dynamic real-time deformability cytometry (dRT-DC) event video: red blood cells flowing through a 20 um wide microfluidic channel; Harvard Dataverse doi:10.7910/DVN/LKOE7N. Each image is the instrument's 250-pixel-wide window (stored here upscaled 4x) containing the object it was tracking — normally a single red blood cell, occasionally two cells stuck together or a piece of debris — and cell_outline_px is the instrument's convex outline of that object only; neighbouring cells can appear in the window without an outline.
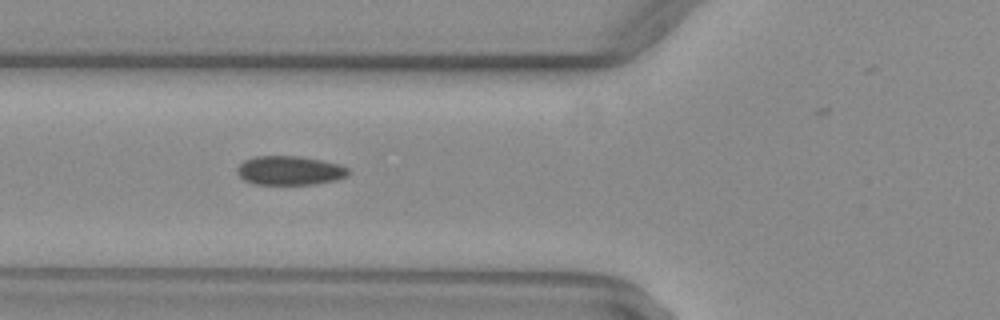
{"species": "common noctule bat (a hibernating species)", "species_latin": "Nyctalus noctula", "temperature_condition": "warm", "stored_images_in_passage": 32, "camera_frame_rate_fps": 3000, "um_per_image_px": 0.085, "animal": {"sex": "female", "body_mass_g": 29.2, "forearm_length_mm": 56.3}, "frame": {"image": 1, "passage_image": 10, "time_ms": 3.0, "image_size_px": [1000, 320], "cell_outline_px": [[348, 176], [336, 180], [316, 184], [252, 184], [244, 180], [236, 172], [236, 168], [244, 160], [256, 156], [296, 156], [320, 160], [340, 164], [348, 168]], "centroid_in_image_um": [24.61, 14.5], "position_along_channel_um": 101.2, "area_um2": 18.84}}
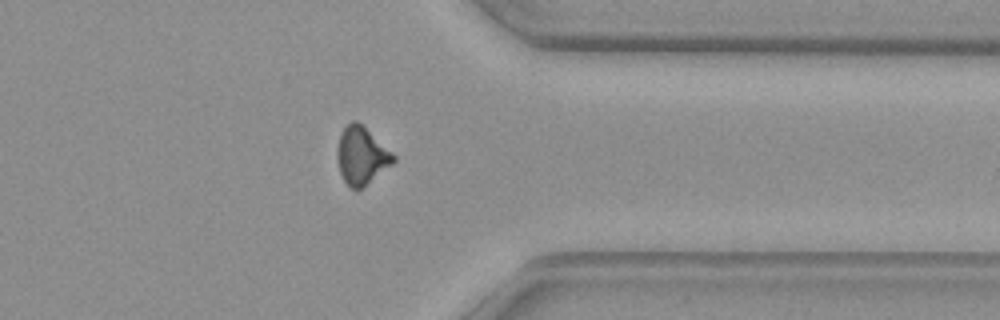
{"frame": {"image": 2, "passage_image": 31, "time_ms": 10.0, "image_size_px": [1000, 320], "cell_outline_px": [[396, 160], [392, 164], [356, 192], [344, 180], [340, 172], [336, 156], [336, 152], [340, 132], [352, 120], [356, 120], [392, 152], [396, 156]], "centroid_in_image_um": [30.71, 13.23], "position_along_channel_um": 380.7, "area_um2": 18.61}}